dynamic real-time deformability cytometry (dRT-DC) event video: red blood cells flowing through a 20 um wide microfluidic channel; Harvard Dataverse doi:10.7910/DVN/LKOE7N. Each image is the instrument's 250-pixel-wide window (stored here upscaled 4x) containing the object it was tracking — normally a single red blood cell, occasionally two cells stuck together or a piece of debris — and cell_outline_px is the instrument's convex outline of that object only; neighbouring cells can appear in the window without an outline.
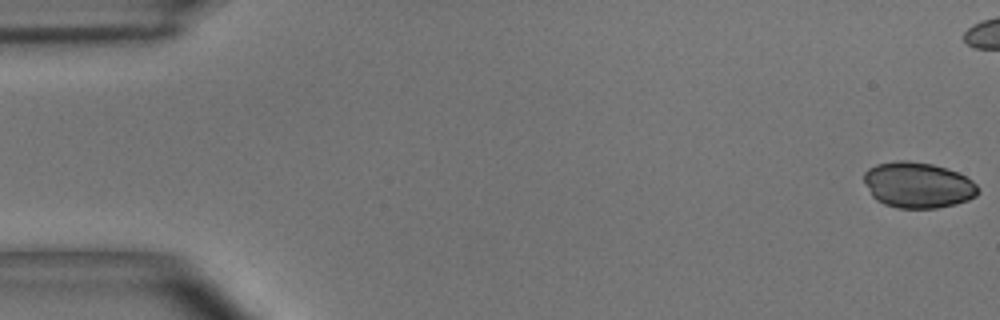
{"species": "common noctule bat (a hibernating species)", "species_latin": "Nyctalus noctula", "temperature_condition": "room temperature", "stored_images_in_passage": 45, "camera_frame_rate_fps": 3000, "um_per_image_px": 0.085, "animal": {"sex": "male", "body_mass_g": 15.6}, "frame": {"image": 1, "passage_image": 1, "time_ms": 0.0, "image_size_px": [1000, 320], "cell_outline_px": [[980, 192], [976, 196], [968, 200], [956, 204], [936, 208], [896, 208], [884, 204], [876, 200], [872, 196], [864, 180], [864, 172], [868, 168], [876, 164], [896, 160], [908, 160], [932, 164], [948, 168], [972, 180], [980, 188]], "centroid_in_image_um": [78.03, 15.73], "position_along_channel_um": 7.0, "area_um2": 30.69}}
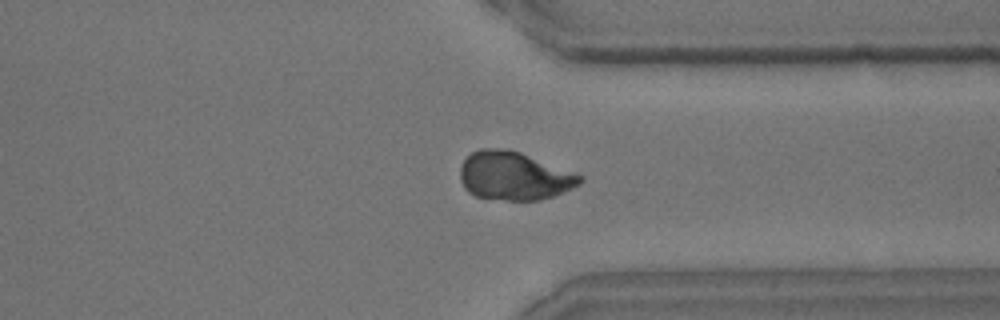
{"frame": {"image": 2, "passage_image": 42, "time_ms": 13.667, "image_size_px": [1000, 320], "cell_outline_px": [[584, 180], [580, 184], [556, 196], [540, 200], [508, 200], [476, 196], [468, 192], [464, 188], [460, 180], [460, 168], [464, 160], [472, 152], [480, 148], [508, 148], [520, 152], [584, 176]], "centroid_in_image_um": [43.7, 14.95], "position_along_channel_um": 367.7, "area_um2": 33.93}}